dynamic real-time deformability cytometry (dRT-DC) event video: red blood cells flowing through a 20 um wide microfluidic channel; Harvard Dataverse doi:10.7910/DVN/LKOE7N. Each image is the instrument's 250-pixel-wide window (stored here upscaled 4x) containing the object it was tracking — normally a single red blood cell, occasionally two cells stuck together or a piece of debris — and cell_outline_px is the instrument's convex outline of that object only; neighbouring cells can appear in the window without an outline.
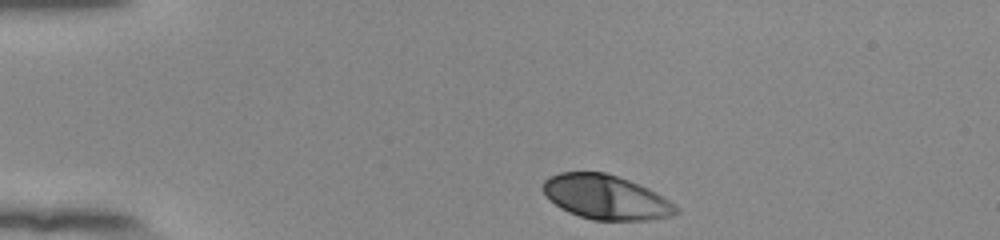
{"species": "human", "species_latin": "Homo sapiens", "temperature_condition": "room temperature", "stored_images_in_passage": 44, "camera_frame_rate_fps": 3000, "um_per_image_px": 0.085, "donor": {"sex": "female"}, "frame": {"image": 1, "passage_image": 1, "time_ms": 0.0, "image_size_px": [1000, 240], "cell_outline_px": [[680, 212], [672, 216], [648, 220], [592, 220], [568, 212], [560, 208], [544, 192], [544, 180], [560, 172], [604, 172], [640, 184], [656, 192], [668, 200]], "centroid_in_image_um": [51.52, 16.77], "position_along_channel_um": 33.5, "area_um2": 33.99}}
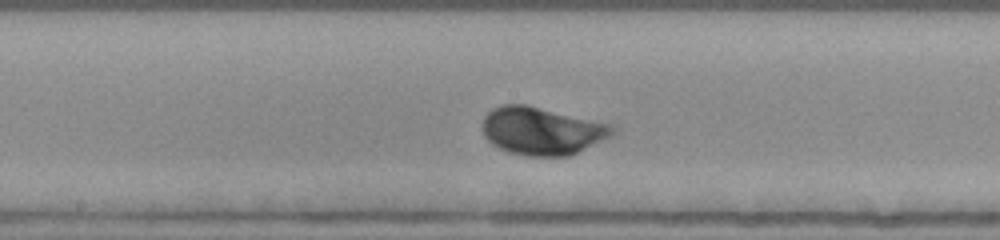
{"frame": {"image": 2, "passage_image": 19, "time_ms": 6.0, "image_size_px": [1000, 240], "cell_outline_px": [[616, 132], [568, 156], [524, 156], [508, 152], [492, 144], [484, 136], [484, 116], [492, 108], [500, 104], [528, 104], [612, 124], [616, 128]], "centroid_in_image_um": [46.03, 11.1], "position_along_channel_um": 202.2, "area_um2": 36.07}}
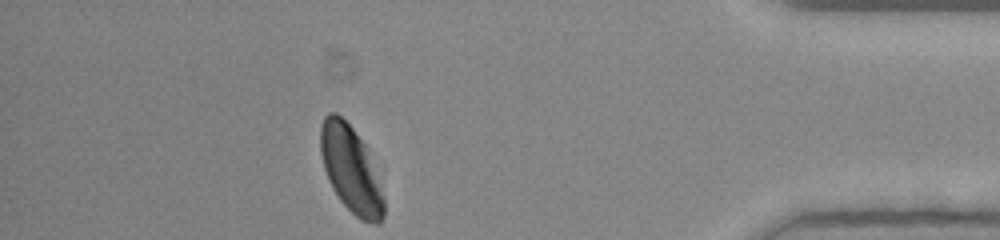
{"frame": {"image": 3, "passage_image": 38, "time_ms": 12.333, "image_size_px": [1000, 240], "cell_outline_px": [[384, 216], [380, 224], [372, 224], [360, 220], [340, 200], [332, 188], [328, 180], [324, 168], [320, 152], [320, 128], [324, 116], [328, 112], [336, 112], [352, 128], [368, 148], [384, 200]], "centroid_in_image_um": [29.81, 14.4], "position_along_channel_um": 405.4, "area_um2": 31.85}, "authors_computed_cell_mechanics": {"area_um2": 34.5644, "velocity_mm_per_s": 3.8221, "shape_relaxation_time_tau1_ms": 2.3298, "shape_relaxation_time_tau2_ms": null, "deformation_change_tau1": 0.1352, "deformation_change_tau2": null}}